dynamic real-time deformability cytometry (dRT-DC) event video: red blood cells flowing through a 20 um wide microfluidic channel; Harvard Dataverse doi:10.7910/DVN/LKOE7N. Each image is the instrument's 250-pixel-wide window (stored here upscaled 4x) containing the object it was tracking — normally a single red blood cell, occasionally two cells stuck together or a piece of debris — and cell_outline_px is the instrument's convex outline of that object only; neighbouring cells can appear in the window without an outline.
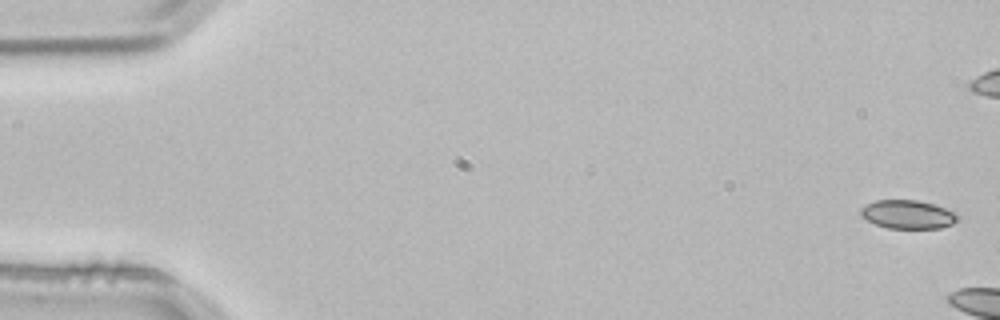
{"species": "common noctule bat (a hibernating species)", "species_latin": "Nyctalus noctula", "temperature_condition": "room temperature", "stored_images_in_passage": 3, "camera_frame_rate_fps": 3000, "um_per_image_px": 0.085, "animal": {"sex": "male", "body_mass_g": 21.5, "forearm_length_mm": 52.0}, "frame": {"image": 1, "passage_image": 1, "time_ms": 0.0, "image_size_px": [1000, 320], "cell_outline_px": [[960, 216], [952, 224], [940, 228], [888, 228], [876, 224], [860, 216], [860, 208], [876, 200], [916, 200], [936, 204], [956, 212]], "centroid_in_image_um": [77.19, 18.22], "position_along_channel_um": 7.8, "area_um2": 16.18}}